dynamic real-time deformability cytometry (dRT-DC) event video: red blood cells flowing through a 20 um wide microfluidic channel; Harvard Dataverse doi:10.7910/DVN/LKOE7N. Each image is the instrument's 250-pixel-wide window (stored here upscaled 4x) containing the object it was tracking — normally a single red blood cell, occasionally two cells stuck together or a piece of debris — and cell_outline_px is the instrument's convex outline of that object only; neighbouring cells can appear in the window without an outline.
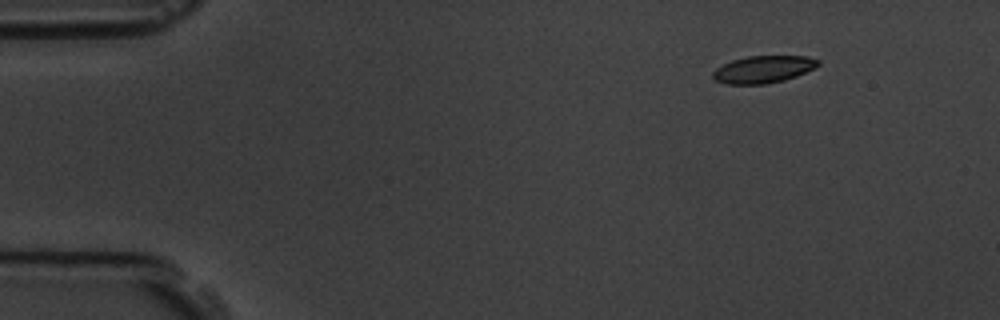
{"species": "common noctule bat (a hibernating species)", "species_latin": "Nyctalus noctula", "temperature_condition": "room temperature", "stored_images_in_passage": 5, "camera_frame_rate_fps": 3000, "um_per_image_px": 0.085, "animal": {"sex": "male", "body_mass_g": 19.5, "forearm_length_mm": 54.6}, "frame": {"image": 1, "passage_image": 2, "time_ms": 1.0, "image_size_px": [1000, 320], "cell_outline_px": [[820, 64], [796, 76], [784, 80], [764, 84], [724, 84], [716, 80], [712, 76], [712, 72], [716, 68], [732, 60], [748, 56], [808, 56], [820, 60]], "centroid_in_image_um": [64.86, 5.89], "position_along_channel_um": 20.1, "area_um2": 16.59}}
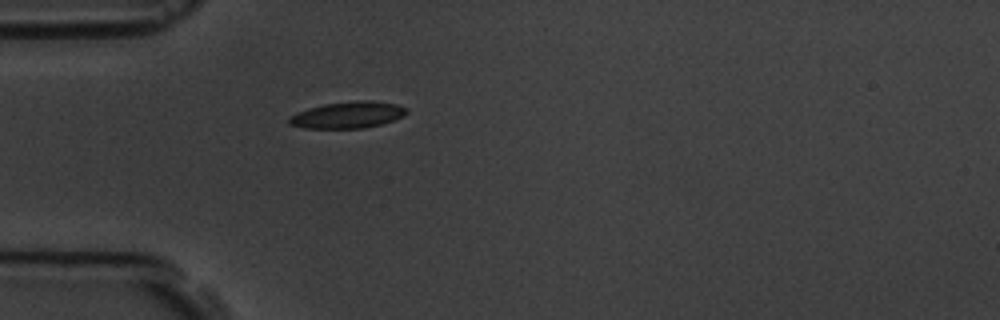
{"frame": {"image": 2, "passage_image": 5, "time_ms": 4.333, "image_size_px": [1000, 320], "cell_outline_px": [[408, 112], [404, 116], [380, 124], [364, 128], [304, 128], [288, 124], [288, 116], [308, 108], [324, 104], [356, 100], [372, 100], [396, 104], [408, 108]], "centroid_in_image_um": [29.55, 9.76], "position_along_channel_um": 55.4, "area_um2": 18.26}}